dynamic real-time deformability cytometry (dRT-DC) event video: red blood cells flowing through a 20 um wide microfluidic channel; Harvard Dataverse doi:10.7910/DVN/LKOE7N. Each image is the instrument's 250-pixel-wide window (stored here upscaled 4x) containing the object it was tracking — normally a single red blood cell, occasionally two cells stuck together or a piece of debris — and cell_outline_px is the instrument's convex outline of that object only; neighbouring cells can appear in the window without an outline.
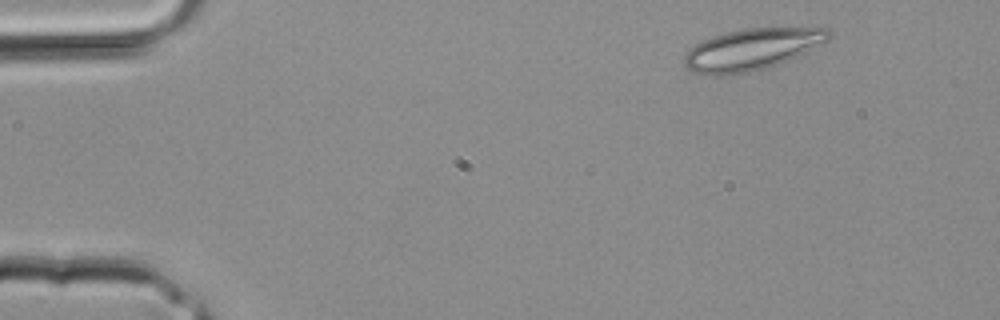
{"species": "common noctule bat (a hibernating species)", "species_latin": "Nyctalus noctula", "temperature_condition": "room temperature", "stored_images_in_passage": 4, "camera_frame_rate_fps": 3000, "um_per_image_px": 0.085, "animal": {"sex": "male", "body_mass_g": 20.4}, "frame": {"image": 1, "passage_image": 4, "time_ms": 1.0, "image_size_px": [1000, 320], "cell_outline_px": [[832, 32], [828, 40], [788, 60], [764, 68], [748, 72], [720, 76], [708, 76], [692, 72], [684, 64], [684, 56], [696, 44], [704, 40], [728, 32], [744, 28], [828, 28]], "centroid_in_image_um": [63.88, 4.21], "position_along_channel_um": 21.1, "area_um2": 34.39}}